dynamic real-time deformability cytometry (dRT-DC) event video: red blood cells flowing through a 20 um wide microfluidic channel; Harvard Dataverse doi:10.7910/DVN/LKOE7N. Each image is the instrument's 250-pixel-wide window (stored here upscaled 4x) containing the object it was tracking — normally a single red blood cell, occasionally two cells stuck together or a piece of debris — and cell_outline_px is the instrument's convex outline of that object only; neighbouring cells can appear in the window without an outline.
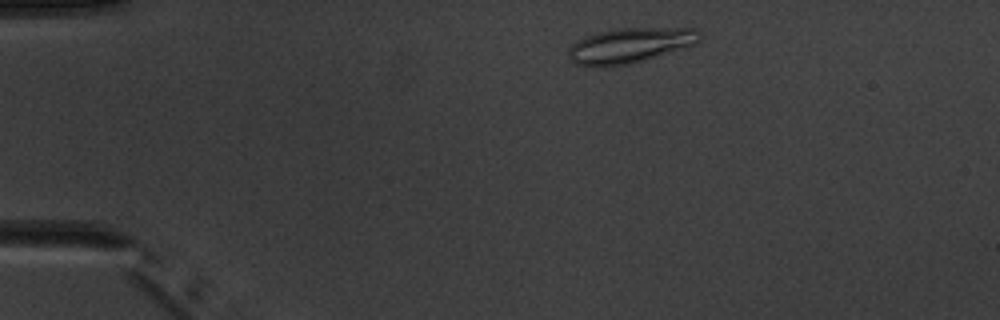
{"species": "common noctule bat (a hibernating species)", "species_latin": "Nyctalus noctula", "temperature_condition": "warm", "stored_images_in_passage": 4, "camera_frame_rate_fps": 3000, "um_per_image_px": 0.085, "animal": {"sex": "male", "body_mass_g": 20.1, "forearm_length_mm": 53.5}, "frame": {"image": 1, "passage_image": 1, "time_ms": 0.0, "image_size_px": [1000, 320], "cell_outline_px": [[704, 36], [696, 44], [632, 64], [576, 64], [568, 56], [568, 48], [576, 40], [600, 32], [620, 28], [696, 28]], "centroid_in_image_um": [53.64, 3.82], "position_along_channel_um": 31.4, "area_um2": 26.3}}
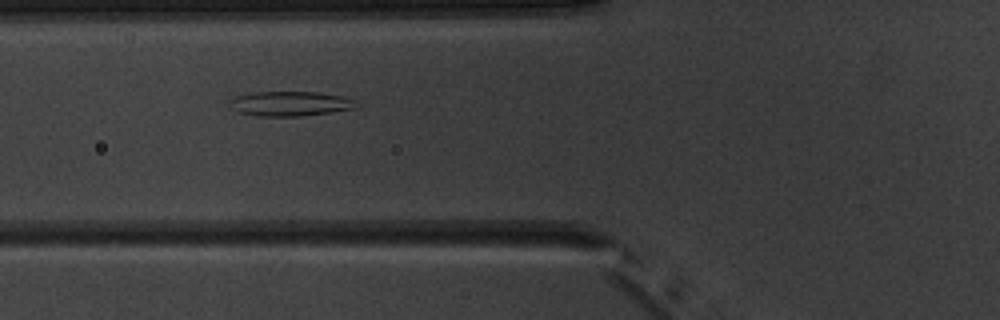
{"frame": {"image": 2, "passage_image": 4, "time_ms": 3.333, "image_size_px": [1000, 320], "cell_outline_px": [[356, 108], [300, 116], [256, 116], [236, 112], [232, 108], [228, 100], [236, 96], [252, 92], [320, 92], [344, 96], [352, 100]], "centroid_in_image_um": [24.58, 8.81], "position_along_channel_um": 101.2, "area_um2": 18.15}}